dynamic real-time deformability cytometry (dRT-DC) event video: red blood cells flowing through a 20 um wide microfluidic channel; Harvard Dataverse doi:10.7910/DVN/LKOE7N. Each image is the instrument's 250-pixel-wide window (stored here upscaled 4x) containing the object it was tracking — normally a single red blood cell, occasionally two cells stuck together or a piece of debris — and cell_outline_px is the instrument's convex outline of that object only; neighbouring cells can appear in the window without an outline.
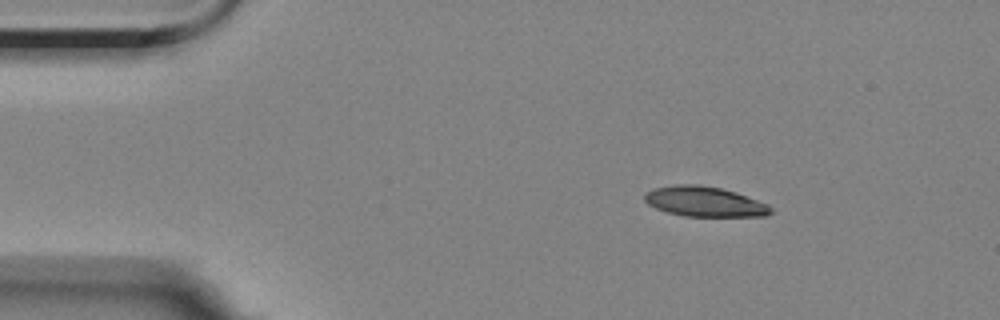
{"species": "Egyptian fruit bat (a non-hibernating species)", "species_latin": "Rousettus aegyptiacus", "temperature_condition": "room temperature", "stored_images_in_passage": 49, "camera_frame_rate_fps": 3000, "um_per_image_px": 0.085, "animal": {"sex": "female"}, "frame": {"image": 1, "passage_image": 1, "time_ms": 0.0, "image_size_px": [1000, 320], "cell_outline_px": [[772, 212], [764, 216], [684, 216], [668, 212], [656, 208], [648, 204], [644, 200], [644, 196], [652, 188], [676, 184], [696, 184], [720, 188], [736, 192], [768, 204], [772, 208]], "centroid_in_image_um": [59.88, 17.13], "position_along_channel_um": 25.1, "area_um2": 22.02}}
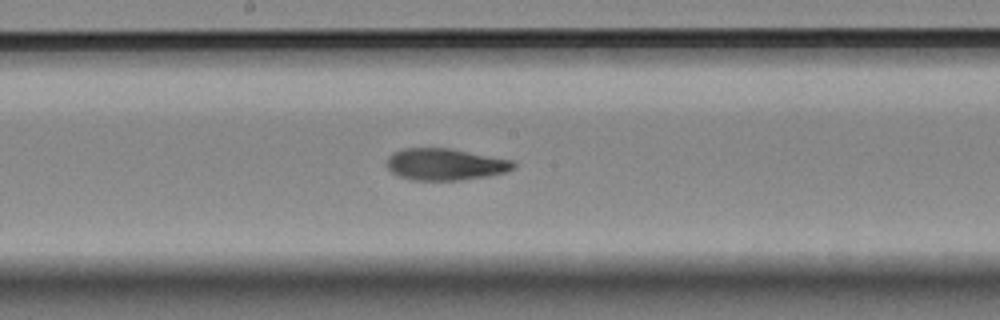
{"frame": {"image": 2, "passage_image": 22, "time_ms": 7.0, "image_size_px": [1000, 320], "cell_outline_px": [[516, 164], [512, 168], [504, 172], [488, 176], [460, 180], [412, 180], [400, 176], [392, 172], [388, 168], [388, 156], [404, 148], [448, 148], [512, 160]], "centroid_in_image_um": [37.83, 13.97], "position_along_channel_um": 210.4, "area_um2": 23.06}}
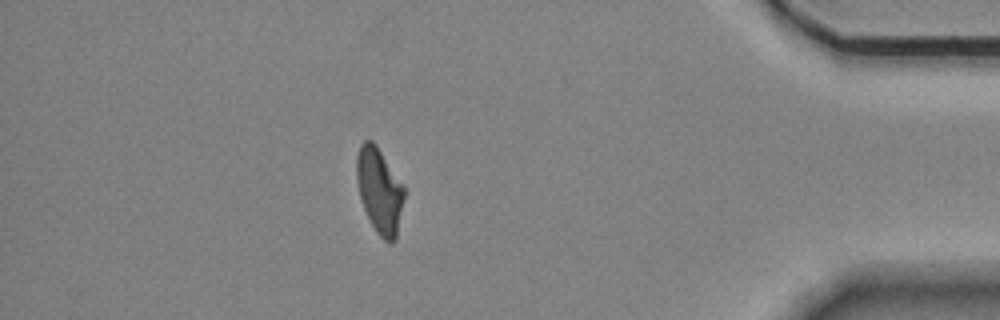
{"frame": {"image": 3, "passage_image": 42, "time_ms": 13.667, "image_size_px": [1000, 320], "cell_outline_px": [[404, 200], [396, 240], [392, 244], [388, 244], [376, 232], [364, 208], [360, 196], [356, 180], [356, 160], [360, 144], [364, 140], [372, 140], [376, 144], [404, 184]], "centroid_in_image_um": [32.27, 16.2], "position_along_channel_um": 402.9, "area_um2": 23.87}, "authors_computed_cell_mechanics": {"area_um2": 23.5824, "velocity_mm_per_s": 3.5348, "shape_relaxation_time_tau1_ms": 6.6712, "shape_relaxation_time_tau2_ms": 3.2455, "deformation_change_tau1": 0.1951, "deformation_change_tau2": 0.0975}}